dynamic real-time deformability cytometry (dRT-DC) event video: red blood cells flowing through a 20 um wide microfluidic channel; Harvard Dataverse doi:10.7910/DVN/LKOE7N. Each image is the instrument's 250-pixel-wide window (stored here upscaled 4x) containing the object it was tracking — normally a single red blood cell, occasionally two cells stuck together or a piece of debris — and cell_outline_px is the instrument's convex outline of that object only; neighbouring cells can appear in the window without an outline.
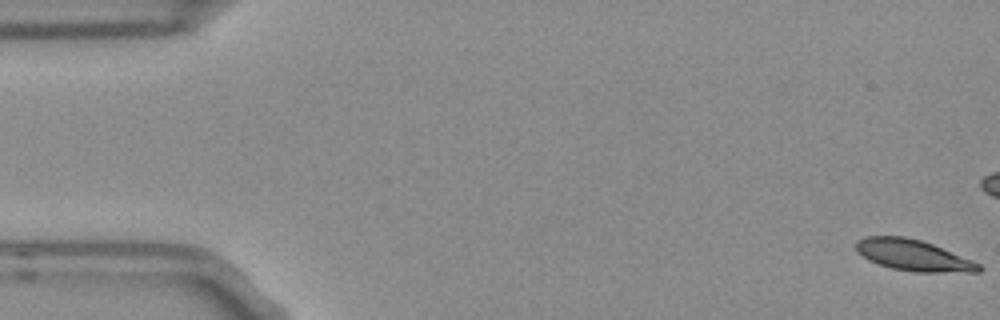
{"species": "Egyptian fruit bat (a non-hibernating species)", "species_latin": "Rousettus aegyptiacus", "temperature_condition": "room temperature", "stored_images_in_passage": 55, "camera_frame_rate_fps": 3000, "um_per_image_px": 0.085, "frame": {"image": 1, "passage_image": 1, "time_ms": 0.0, "image_size_px": [1000, 320], "cell_outline_px": [[984, 268], [980, 272], [916, 272], [892, 268], [868, 260], [856, 248], [856, 240], [864, 236], [904, 236], [920, 240], [932, 244], [972, 260], [980, 264]], "centroid_in_image_um": [77.65, 21.7], "position_along_channel_um": 7.4, "area_um2": 22.08}}
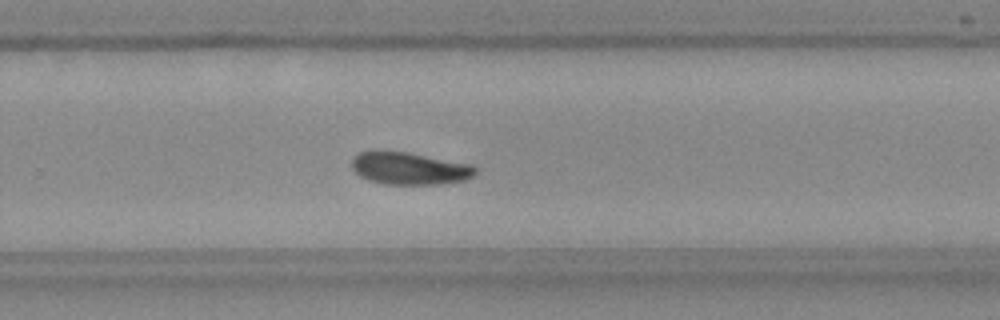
{"frame": {"image": 2, "passage_image": 35, "time_ms": 11.333, "image_size_px": [1000, 320], "cell_outline_px": [[476, 176], [464, 180], [440, 184], [384, 184], [368, 180], [360, 176], [352, 168], [352, 156], [360, 152], [376, 148], [408, 152], [472, 164], [476, 168]], "centroid_in_image_um": [34.77, 14.28], "position_along_channel_um": 295.0, "area_um2": 23.93}}
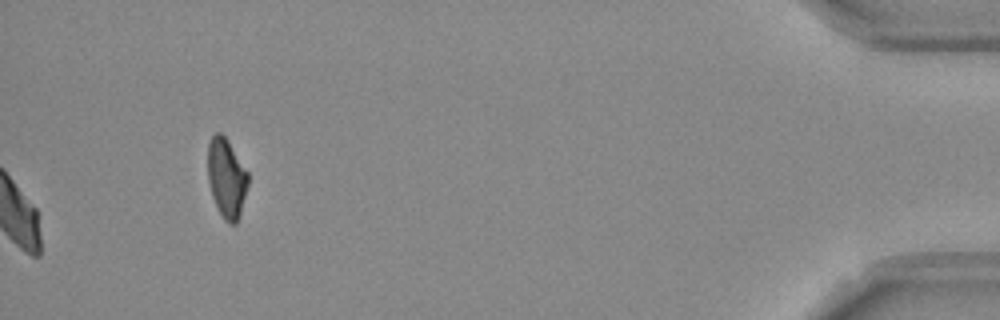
{"frame": {"image": 3, "passage_image": 55, "time_ms": 18.0, "image_size_px": [1000, 320], "cell_outline_px": [[248, 184], [240, 216], [236, 224], [228, 224], [224, 220], [212, 196], [208, 180], [208, 144], [212, 136], [216, 132], [220, 132], [228, 140], [248, 172]], "centroid_in_image_um": [19.26, 15.14], "position_along_channel_um": 415.9, "area_um2": 18.61}, "authors_computed_cell_mechanics": {"area_um2": 23.2356, "velocity_mm_per_s": 3.7396, "shape_relaxation_time_tau1_ms": 5.0581, "shape_relaxation_time_tau2_ms": 6.2855, "deformation_change_tau1": 0.1334, "deformation_change_tau2": 0.0918}}